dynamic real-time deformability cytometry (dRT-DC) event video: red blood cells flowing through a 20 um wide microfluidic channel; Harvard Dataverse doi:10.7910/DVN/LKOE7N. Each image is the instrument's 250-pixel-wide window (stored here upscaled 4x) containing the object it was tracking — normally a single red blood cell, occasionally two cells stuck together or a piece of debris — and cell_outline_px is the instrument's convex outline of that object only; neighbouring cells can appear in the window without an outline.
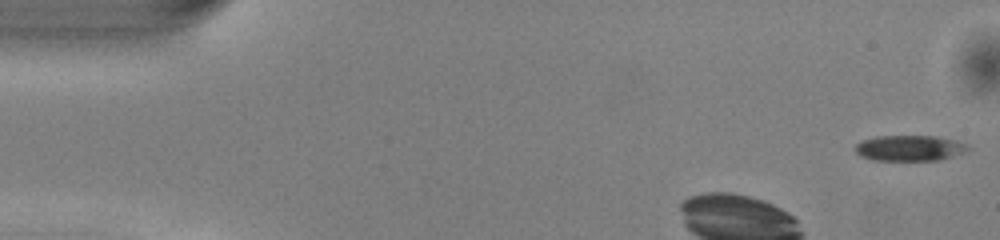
{"species": "common noctule bat (a hibernating species)", "species_latin": "Nyctalus noctula", "temperature_condition": "warm", "stored_images_in_passage": 10, "camera_frame_rate_fps": 3000, "um_per_image_px": 0.085, "animal": {"sex": "male", "body_mass_g": 13.0, "forearm_length_mm": 53.1}, "frame": {"image": 1, "passage_image": 1, "time_ms": 0.0, "image_size_px": [1000, 240], "cell_outline_px": [[972, 148], [940, 160], [876, 160], [860, 156], [856, 152], [856, 144], [864, 140], [876, 136], [936, 136], [956, 140]], "centroid_in_image_um": [77.3, 12.58], "position_along_channel_um": 7.7, "area_um2": 16.59}}